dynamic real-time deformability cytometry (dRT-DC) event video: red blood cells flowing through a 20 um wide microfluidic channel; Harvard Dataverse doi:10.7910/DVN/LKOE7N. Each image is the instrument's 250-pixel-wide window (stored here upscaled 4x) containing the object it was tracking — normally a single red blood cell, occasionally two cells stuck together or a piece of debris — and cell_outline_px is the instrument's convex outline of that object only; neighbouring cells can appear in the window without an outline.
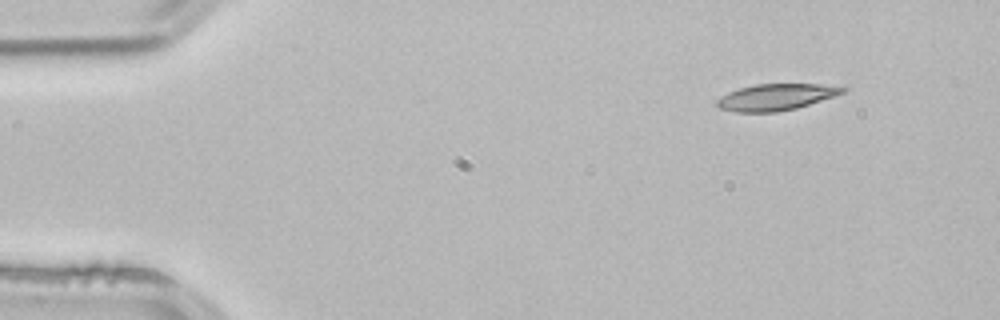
{"species": "common noctule bat (a hibernating species)", "species_latin": "Nyctalus noctula", "temperature_condition": "room temperature", "stored_images_in_passage": 3, "camera_frame_rate_fps": 3000, "um_per_image_px": 0.085, "animal": {"sex": "male", "body_mass_g": 21.5, "forearm_length_mm": 52.0}, "frame": {"image": 1, "passage_image": 1, "time_ms": 0.0, "image_size_px": [1000, 320], "cell_outline_px": [[848, 88], [844, 92], [796, 108], [776, 112], [736, 112], [720, 108], [716, 104], [716, 100], [720, 96], [728, 92], [740, 88], [756, 84], [820, 84]], "centroid_in_image_um": [65.9, 8.25], "position_along_channel_um": 19.1, "area_um2": 19.07}}
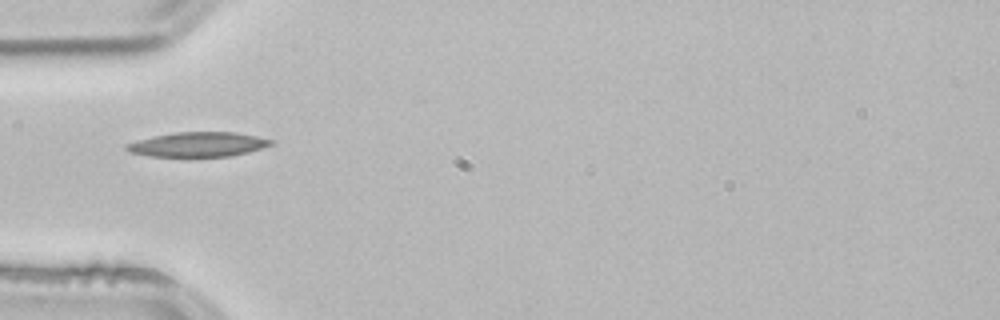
{"frame": {"image": 2, "passage_image": 3, "time_ms": 0.667, "image_size_px": [1000, 320], "cell_outline_px": [[276, 140], [272, 144], [248, 152], [228, 156], [188, 160], [152, 156], [128, 152], [124, 148], [124, 144], [136, 140], [152, 136], [176, 132], [236, 132]], "centroid_in_image_um": [16.76, 12.32], "position_along_channel_um": 68.2, "area_um2": 21.79}}